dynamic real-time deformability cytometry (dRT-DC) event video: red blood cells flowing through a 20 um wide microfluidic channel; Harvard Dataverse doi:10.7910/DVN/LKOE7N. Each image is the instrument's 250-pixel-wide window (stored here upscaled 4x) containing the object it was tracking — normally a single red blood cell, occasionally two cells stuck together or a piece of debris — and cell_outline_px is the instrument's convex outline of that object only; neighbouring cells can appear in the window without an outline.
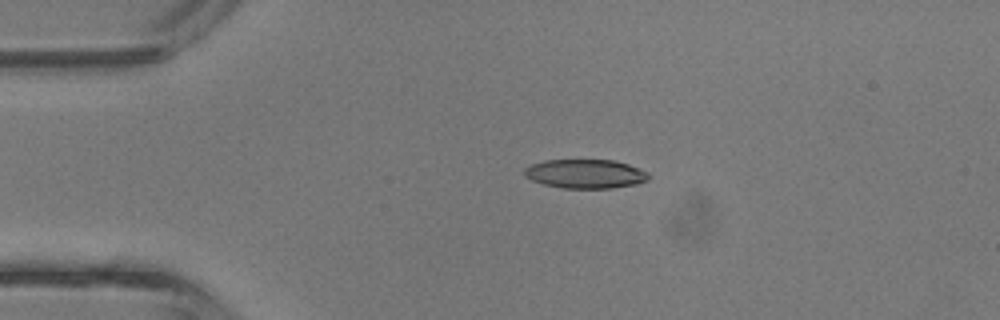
{"species": "common noctule bat (a hibernating species)", "species_latin": "Nyctalus noctula", "temperature_condition": "room temperature", "stored_images_in_passage": 3, "camera_frame_rate_fps": 3000, "um_per_image_px": 0.085, "animal": {"sex": "male", "body_mass_g": 13.3}, "frame": {"image": 1, "passage_image": 2, "time_ms": 0.333, "image_size_px": [1000, 320], "cell_outline_px": [[648, 180], [636, 184], [612, 188], [564, 188], [544, 184], [532, 180], [524, 176], [524, 168], [532, 164], [544, 160], [612, 160], [628, 164], [648, 172]], "centroid_in_image_um": [49.74, 14.77], "position_along_channel_um": 35.3, "area_um2": 20.92}}